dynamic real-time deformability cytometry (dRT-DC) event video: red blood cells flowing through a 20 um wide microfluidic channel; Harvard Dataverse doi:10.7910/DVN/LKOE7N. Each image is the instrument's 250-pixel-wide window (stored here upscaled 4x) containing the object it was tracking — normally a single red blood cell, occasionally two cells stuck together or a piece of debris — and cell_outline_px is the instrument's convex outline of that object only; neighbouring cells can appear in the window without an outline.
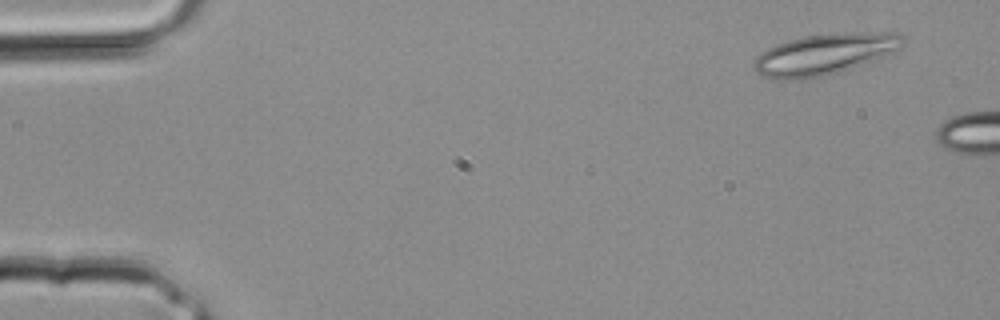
{"species": "common noctule bat (a hibernating species)", "species_latin": "Nyctalus noctula", "temperature_condition": "room temperature", "stored_images_in_passage": 4, "camera_frame_rate_fps": 3000, "um_per_image_px": 0.085, "animal": {"sex": "male", "body_mass_g": 20.4}, "frame": {"image": 1, "passage_image": 1, "time_ms": 0.0, "image_size_px": [1000, 320], "cell_outline_px": [[904, 44], [900, 48], [880, 56], [836, 72], [824, 76], [800, 80], [784, 80], [764, 76], [756, 72], [752, 64], [756, 56], [768, 48], [788, 40], [804, 36], [868, 32], [896, 32], [904, 36]], "centroid_in_image_um": [70.02, 4.61], "position_along_channel_um": 15.0, "area_um2": 34.74}}